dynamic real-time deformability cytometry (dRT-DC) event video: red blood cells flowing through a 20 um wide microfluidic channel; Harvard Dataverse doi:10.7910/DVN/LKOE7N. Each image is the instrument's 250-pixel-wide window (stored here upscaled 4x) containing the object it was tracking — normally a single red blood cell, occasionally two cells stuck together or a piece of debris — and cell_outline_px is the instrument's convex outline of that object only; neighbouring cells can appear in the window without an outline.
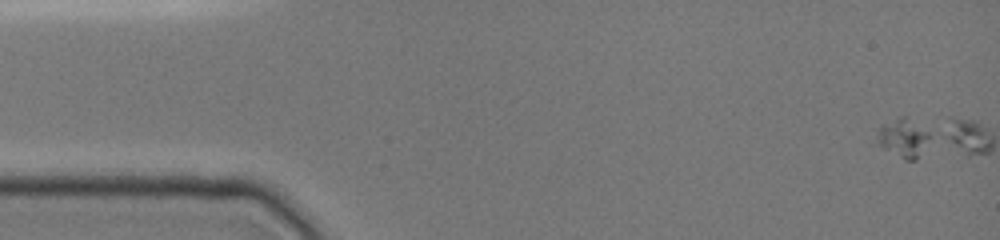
{"species": "common noctule bat (a hibernating species)", "species_latin": "Nyctalus noctula", "temperature_condition": "cold", "stored_images_in_passage": 2, "camera_frame_rate_fps": 3000, "um_per_image_px": 0.085, "animal": {"sex": "female", "body_mass_g": 19.0, "forearm_length_mm": 51.5}, "frame": {"image": 1, "passage_image": 1, "time_ms": 0.0, "image_size_px": [1000, 240], "cell_outline_px": [[932, 136], [916, 160], [904, 160], [876, 144], [876, 140], [880, 128], [900, 116], [904, 116], [928, 132]], "centroid_in_image_um": [76.78, 11.77], "position_along_channel_um": 8.2, "area_um2": 11.5}}